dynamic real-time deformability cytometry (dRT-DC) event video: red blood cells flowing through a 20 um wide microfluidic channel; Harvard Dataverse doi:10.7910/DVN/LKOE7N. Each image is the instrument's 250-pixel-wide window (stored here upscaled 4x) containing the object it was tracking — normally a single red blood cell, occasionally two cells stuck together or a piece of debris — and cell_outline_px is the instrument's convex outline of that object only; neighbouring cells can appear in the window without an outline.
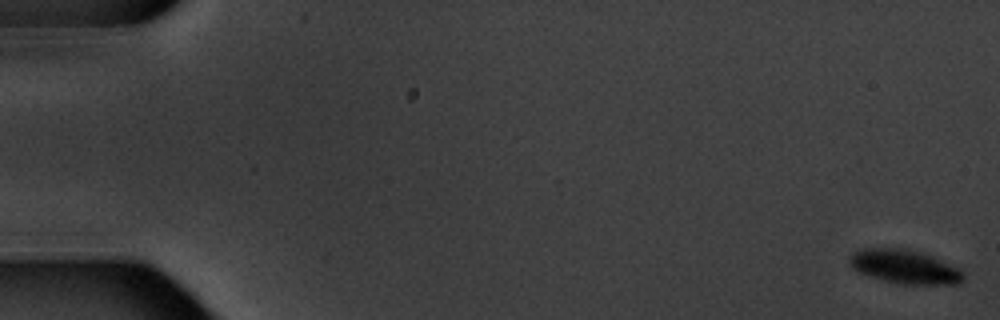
{"species": "common noctule bat (a hibernating species)", "species_latin": "Nyctalus noctula", "temperature_condition": "warm", "stored_images_in_passage": 7, "camera_frame_rate_fps": 3000, "um_per_image_px": 0.085, "animal": {"sex": "male", "body_mass_g": 20.1, "forearm_length_mm": 53.5}, "frame": {"image": 1, "passage_image": 1, "time_ms": 0.0, "image_size_px": [1000, 320], "cell_outline_px": [[964, 276], [960, 284], [904, 284], [884, 280], [868, 276], [856, 272], [848, 264], [848, 260], [852, 252], [864, 248], [904, 248], [920, 252], [932, 256], [960, 268], [964, 272]], "centroid_in_image_um": [76.87, 22.67], "position_along_channel_um": 8.1, "area_um2": 22.66}}
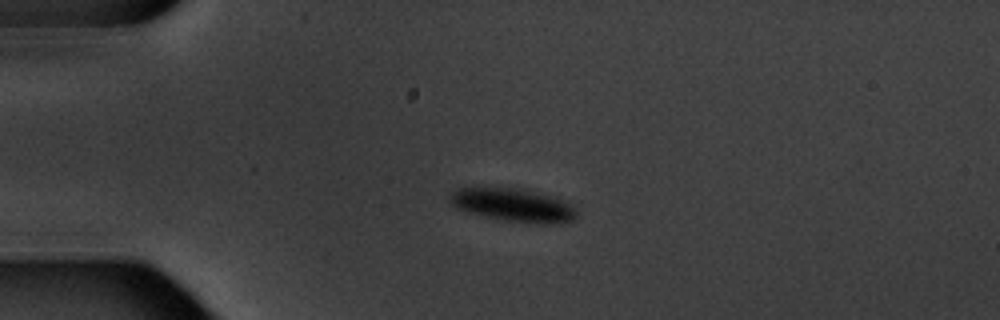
{"frame": {"image": 2, "passage_image": 5, "time_ms": 4.667, "image_size_px": [1000, 320], "cell_outline_px": [[576, 220], [552, 224], [544, 224], [496, 220], [468, 212], [456, 208], [448, 200], [448, 196], [452, 192], [460, 188], [520, 188], [556, 196], [568, 204], [576, 212]], "centroid_in_image_um": [43.61, 17.44], "position_along_channel_um": 41.4, "area_um2": 24.74}}